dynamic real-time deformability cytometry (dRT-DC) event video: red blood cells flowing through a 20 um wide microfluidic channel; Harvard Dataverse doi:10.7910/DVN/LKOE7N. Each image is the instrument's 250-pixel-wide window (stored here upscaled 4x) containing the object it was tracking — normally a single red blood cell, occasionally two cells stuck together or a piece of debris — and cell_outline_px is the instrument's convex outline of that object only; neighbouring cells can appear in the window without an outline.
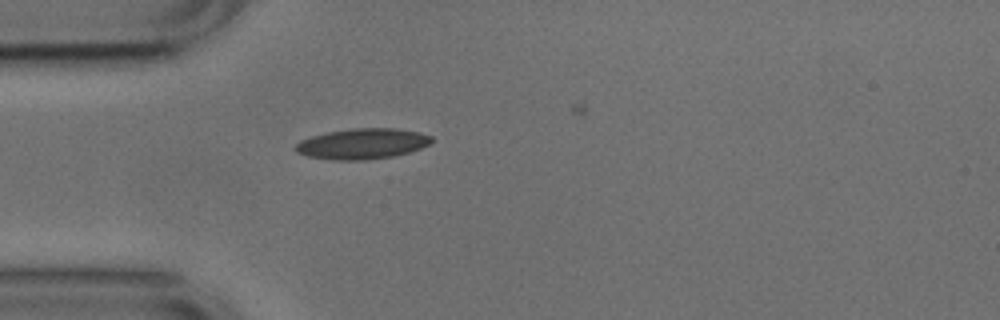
{"species": "common noctule bat (a hibernating species)", "species_latin": "Nyctalus noctula", "temperature_condition": "cold", "stored_images_in_passage": 6, "camera_frame_rate_fps": 3000, "um_per_image_px": 0.085, "animal": {"sex": "male", "body_mass_g": 17.9, "forearm_length_mm": 54.2}, "frame": {"image": 1, "passage_image": 1, "time_ms": 0.0, "image_size_px": [1000, 320], "cell_outline_px": [[432, 140], [428, 144], [420, 148], [408, 152], [392, 156], [364, 160], [332, 160], [308, 156], [296, 152], [292, 148], [300, 140], [312, 136], [328, 132], [352, 128], [396, 128], [420, 132], [432, 136]], "centroid_in_image_um": [30.77, 12.21], "position_along_channel_um": 54.2, "area_um2": 24.22}}